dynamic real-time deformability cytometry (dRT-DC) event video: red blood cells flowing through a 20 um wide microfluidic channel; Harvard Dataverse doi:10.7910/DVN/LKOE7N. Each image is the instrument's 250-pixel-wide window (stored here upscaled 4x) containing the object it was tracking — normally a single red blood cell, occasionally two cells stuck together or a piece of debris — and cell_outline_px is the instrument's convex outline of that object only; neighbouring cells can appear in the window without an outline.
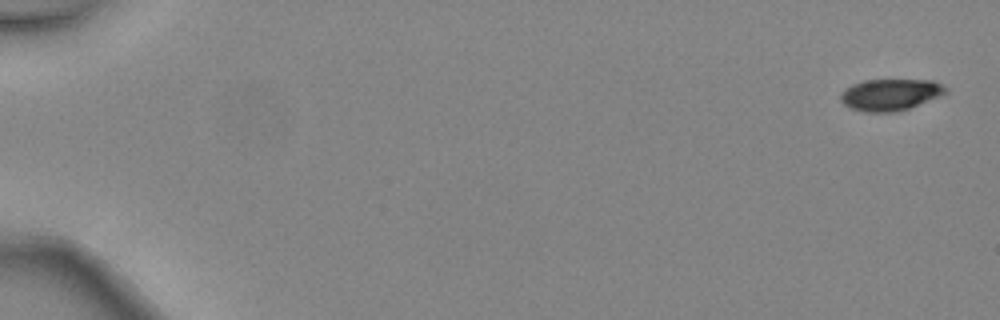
{"species": "common noctule bat (a hibernating species)", "species_latin": "Nyctalus noctula", "temperature_condition": "warm", "stored_images_in_passage": 5, "camera_frame_rate_fps": 3000, "um_per_image_px": 0.085, "animal": {"sex": "female", "body_mass_g": 24.6, "forearm_length_mm": 56.2}, "frame": {"image": 1, "passage_image": 1, "time_ms": 0.0, "image_size_px": [1000, 320], "cell_outline_px": [[948, 92], [908, 108], [896, 112], [864, 112], [848, 108], [840, 100], [840, 92], [844, 88], [852, 84], [864, 80], [932, 80], [944, 84], [948, 88]], "centroid_in_image_um": [75.63, 8.04], "position_along_channel_um": 9.4, "area_um2": 19.48}}
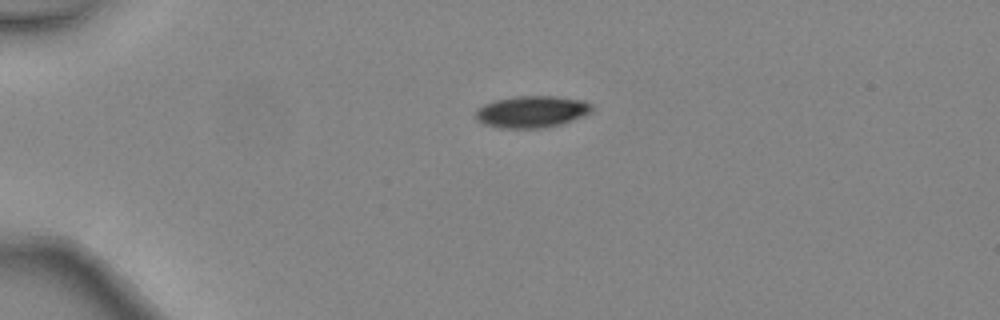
{"frame": {"image": 2, "passage_image": 4, "time_ms": 1.0, "image_size_px": [1000, 320], "cell_outline_px": [[596, 108], [592, 112], [584, 116], [560, 124], [540, 128], [500, 128], [484, 124], [476, 120], [476, 108], [492, 100], [512, 96], [556, 96], [584, 100], [592, 104]], "centroid_in_image_um": [45.21, 9.48], "position_along_channel_um": 39.8, "area_um2": 21.91}}